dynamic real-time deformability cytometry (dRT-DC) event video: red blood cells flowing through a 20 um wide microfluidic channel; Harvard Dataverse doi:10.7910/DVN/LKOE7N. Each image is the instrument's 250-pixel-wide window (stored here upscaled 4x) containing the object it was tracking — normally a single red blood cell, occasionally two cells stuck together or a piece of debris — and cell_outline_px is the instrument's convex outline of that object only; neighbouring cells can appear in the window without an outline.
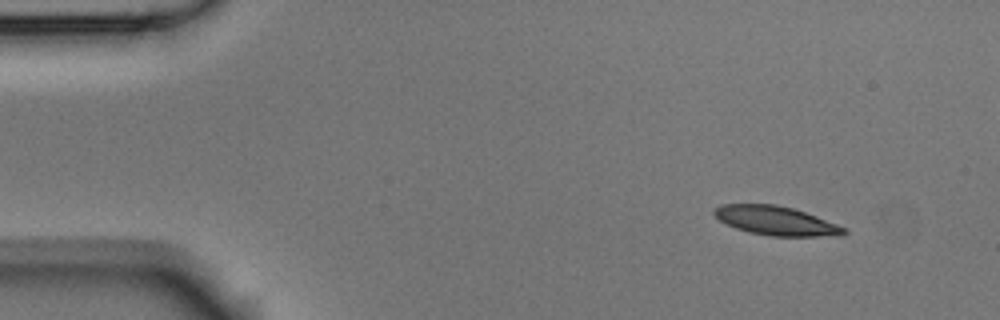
{"species": "Egyptian fruit bat (a non-hibernating species)", "species_latin": "Rousettus aegyptiacus", "temperature_condition": "room temperature", "stored_images_in_passage": 4, "segment_of_instrument_passage": [1, 2], "camera_frame_rate_fps": 3000, "um_per_image_px": 0.085, "animal": {"sex": "male"}, "frame": {"image": 1, "passage_image": 1, "time_ms": 0.0, "image_size_px": [1000, 320], "cell_outline_px": [[848, 232], [840, 236], [768, 236], [748, 232], [736, 228], [720, 220], [712, 212], [720, 204], [776, 204], [792, 208], [816, 216], [836, 224], [844, 228]], "centroid_in_image_um": [65.95, 18.76], "position_along_channel_um": 19.0, "area_um2": 21.79}}